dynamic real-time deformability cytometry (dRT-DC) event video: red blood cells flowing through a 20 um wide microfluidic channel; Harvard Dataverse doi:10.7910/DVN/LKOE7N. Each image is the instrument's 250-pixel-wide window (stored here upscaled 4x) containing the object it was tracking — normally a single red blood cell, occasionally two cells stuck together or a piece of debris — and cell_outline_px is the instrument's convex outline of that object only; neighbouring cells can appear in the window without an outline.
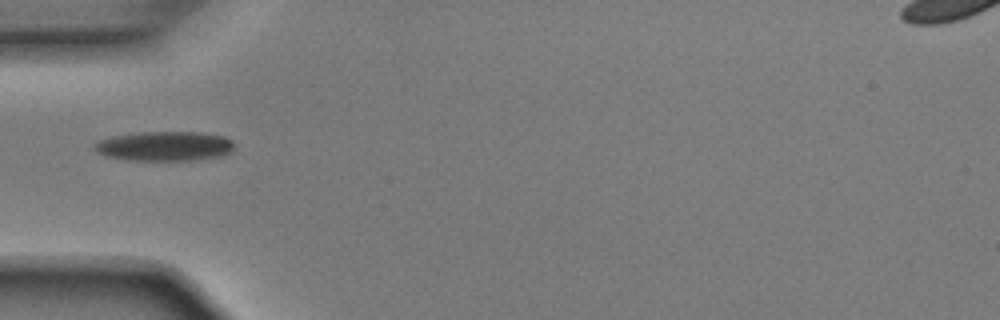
{"species": "Egyptian fruit bat (a non-hibernating species)", "species_latin": "Rousettus aegyptiacus", "temperature_condition": "room temperature", "stored_images_in_passage": 36, "camera_frame_rate_fps": 3000, "um_per_image_px": 0.085, "animal": {"sex": "male"}, "frame": {"image": 1, "passage_image": 1, "time_ms": 0.0, "image_size_px": [1000, 320], "cell_outline_px": [[236, 144], [232, 152], [224, 156], [196, 160], [128, 160], [104, 156], [96, 152], [92, 148], [92, 144], [96, 140], [112, 136], [140, 132], [200, 132], [224, 136], [232, 140]], "centroid_in_image_um": [13.98, 12.42], "position_along_channel_um": 71.0, "area_um2": 24.68}}
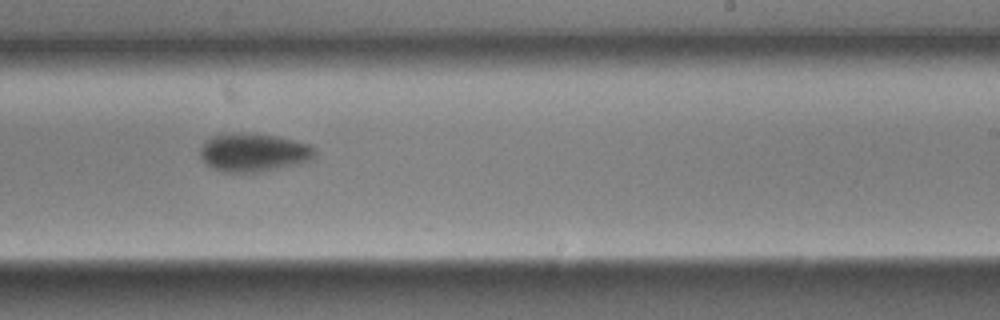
{"frame": {"image": 2, "passage_image": 16, "time_ms": 5.0, "image_size_px": [1000, 320], "cell_outline_px": [[316, 156], [300, 164], [256, 172], [224, 172], [208, 164], [200, 156], [200, 148], [212, 136], [272, 136], [292, 140], [308, 144], [316, 152]], "centroid_in_image_um": [21.6, 13.02], "position_along_channel_um": 267.4, "area_um2": 24.16}}
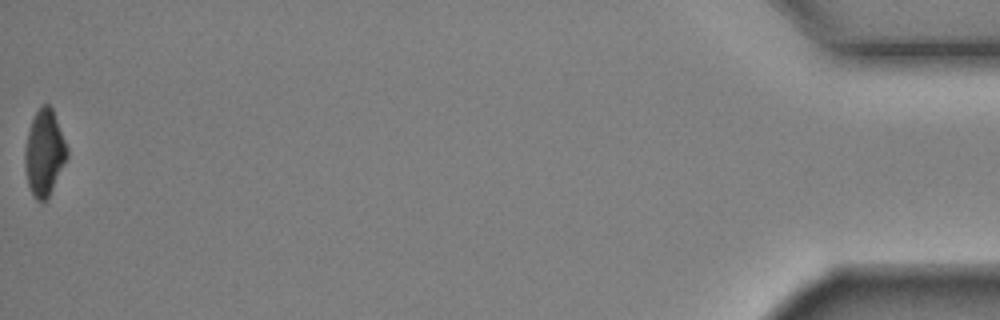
{"frame": {"image": 3, "passage_image": 36, "time_ms": 11.667, "image_size_px": [1000, 320], "cell_outline_px": [[68, 156], [48, 196], [44, 200], [36, 200], [32, 196], [28, 184], [24, 168], [24, 148], [28, 132], [32, 120], [36, 112], [44, 104], [48, 104], [52, 108], [68, 148]], "centroid_in_image_um": [3.75, 12.99], "position_along_channel_um": 431.5, "area_um2": 20.87}, "authors_computed_cell_mechanics": {"area_um2": 24.4783, "velocity_mm_per_s": 3.9313, "shape_relaxation_time_tau1_ms": 3.1259, "shape_relaxation_time_tau2_ms": 6.5387, "deformation_change_tau1": 0.1328, "deformation_change_tau2": 0.1029}}